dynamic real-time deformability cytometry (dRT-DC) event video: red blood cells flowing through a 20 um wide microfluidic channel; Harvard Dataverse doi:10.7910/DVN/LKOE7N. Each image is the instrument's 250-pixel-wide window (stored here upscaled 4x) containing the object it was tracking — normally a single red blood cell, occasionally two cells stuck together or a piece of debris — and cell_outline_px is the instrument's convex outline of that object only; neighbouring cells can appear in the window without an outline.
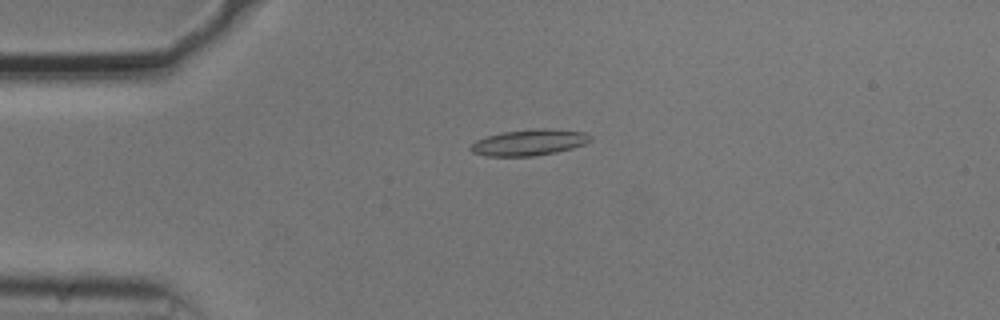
{"species": "common noctule bat (a hibernating species)", "species_latin": "Nyctalus noctula", "temperature_condition": "cold", "stored_images_in_passage": 43, "camera_frame_rate_fps": 3000, "um_per_image_px": 0.085, "animal": {"sex": "male", "body_mass_g": 20.5, "forearm_length_mm": 52.5}, "frame": {"image": 1, "passage_image": 2, "time_ms": 0.333, "image_size_px": [1000, 320], "cell_outline_px": [[592, 140], [584, 144], [572, 148], [556, 152], [536, 156], [484, 156], [472, 152], [468, 148], [476, 140], [488, 136], [504, 132], [532, 128], [548, 128], [584, 132], [592, 136]], "centroid_in_image_um": [44.98, 12.1], "position_along_channel_um": 40.0, "area_um2": 18.32}}
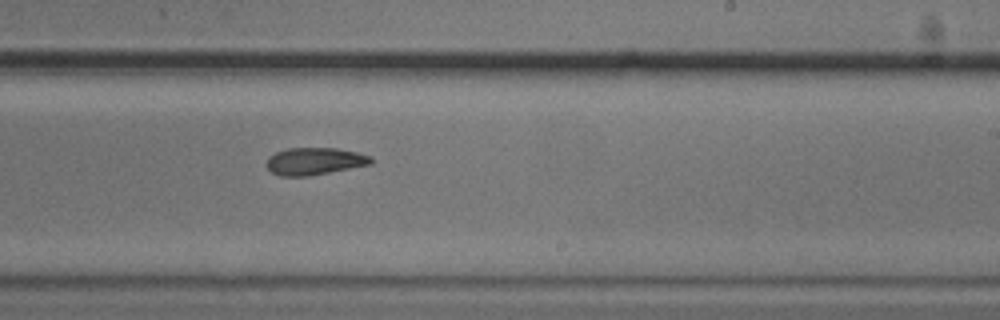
{"frame": {"image": 2, "passage_image": 22, "time_ms": 7.0, "image_size_px": [1000, 320], "cell_outline_px": [[372, 164], [308, 176], [280, 176], [272, 172], [268, 168], [268, 156], [276, 152], [288, 148], [336, 148], [356, 152], [372, 156]], "centroid_in_image_um": [26.75, 13.7], "position_along_channel_um": 262.2, "area_um2": 16.47}}
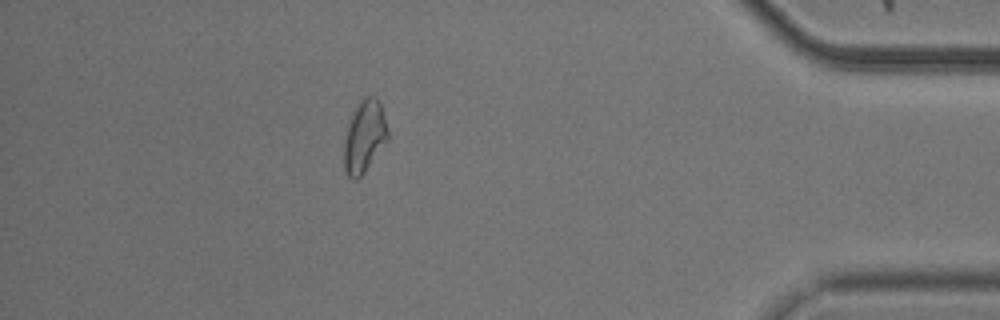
{"frame": {"image": 3, "passage_image": 37, "time_ms": 12.0, "image_size_px": [1000, 320], "cell_outline_px": [[388, 140], [364, 172], [356, 180], [352, 180], [348, 176], [344, 168], [344, 140], [348, 124], [360, 100], [364, 96], [376, 96], [380, 104], [388, 128]], "centroid_in_image_um": [30.97, 11.61], "position_along_channel_um": 404.2, "area_um2": 18.26}, "authors_computed_cell_mechanics": {"area_um2": 17.3978, "velocity_mm_per_s": 3.7316, "shape_relaxation_time_tau1_ms": 10.9689, "shape_relaxation_time_tau2_ms": null, "deformation_change_tau1": 0.2113, "deformation_change_tau2": null}}